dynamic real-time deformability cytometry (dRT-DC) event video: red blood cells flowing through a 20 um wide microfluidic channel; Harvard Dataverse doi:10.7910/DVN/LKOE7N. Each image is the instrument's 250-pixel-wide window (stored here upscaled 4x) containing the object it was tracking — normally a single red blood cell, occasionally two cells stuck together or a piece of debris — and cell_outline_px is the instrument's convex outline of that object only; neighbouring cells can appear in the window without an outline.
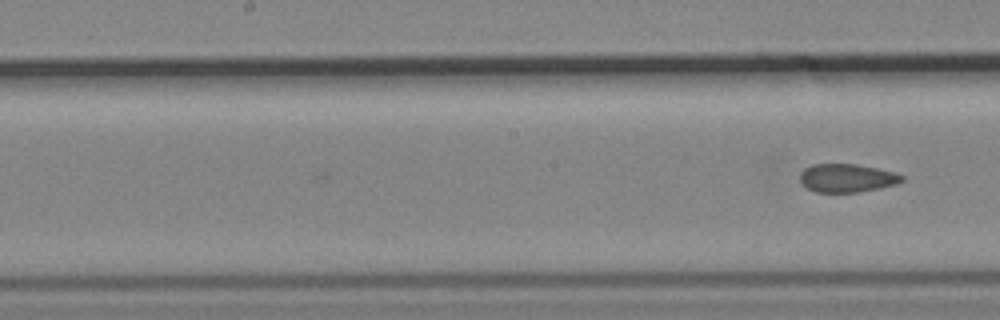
{"species": "common noctule bat (a hibernating species)", "species_latin": "Nyctalus noctula", "temperature_condition": "cold", "stored_images_in_passage": 8, "segment_of_instrument_passage": [2, 2], "camera_frame_rate_fps": 3000, "um_per_image_px": 0.085, "animal": {"sex": "male", "body_mass_g": 19.2, "forearm_length_mm": 51.8}, "frame": {"image": 1, "passage_image": 8, "time_ms": 9.333, "image_size_px": [1000, 320], "cell_outline_px": [[904, 180], [896, 184], [860, 192], [816, 192], [808, 188], [800, 180], [800, 172], [804, 168], [812, 164], [856, 164], [896, 172], [904, 176]], "centroid_in_image_um": [72.0, 15.12], "position_along_channel_um": 176.2, "area_um2": 16.82}}